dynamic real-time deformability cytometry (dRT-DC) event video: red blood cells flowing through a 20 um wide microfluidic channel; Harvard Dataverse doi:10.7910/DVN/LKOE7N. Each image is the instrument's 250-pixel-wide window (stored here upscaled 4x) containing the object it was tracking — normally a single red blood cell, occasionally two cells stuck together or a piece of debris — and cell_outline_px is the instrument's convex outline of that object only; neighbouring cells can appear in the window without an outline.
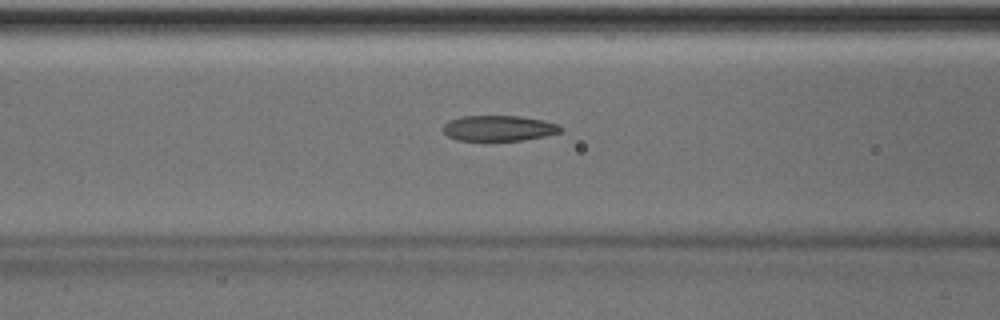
{"species": "Egyptian fruit bat (a non-hibernating species)", "species_latin": "Rousettus aegyptiacus", "temperature_condition": "room temperature", "stored_images_in_passage": 37, "camera_frame_rate_fps": 3000, "um_per_image_px": 0.085, "animal": {"sex": "male"}, "frame": {"image": 1, "passage_image": 7, "time_ms": 2.0, "image_size_px": [1000, 320], "cell_outline_px": [[564, 128], [560, 132], [544, 136], [524, 140], [456, 140], [448, 136], [440, 128], [448, 120], [460, 116], [520, 116], [544, 120], [560, 124]], "centroid_in_image_um": [42.39, 10.89], "position_along_channel_um": 124.2, "area_um2": 17.69}}
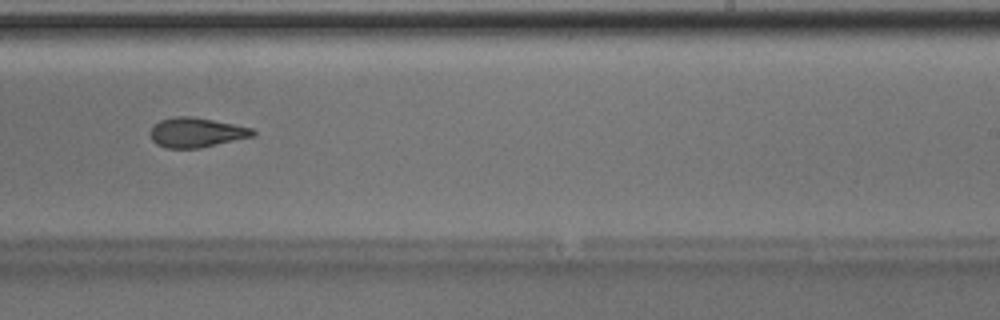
{"frame": {"image": 2, "passage_image": 18, "time_ms": 5.667, "image_size_px": [1000, 320], "cell_outline_px": [[256, 132], [252, 136], [200, 148], [164, 148], [156, 144], [152, 140], [152, 128], [160, 120], [172, 116], [192, 116], [252, 128]], "centroid_in_image_um": [16.66, 11.26], "position_along_channel_um": 272.3, "area_um2": 17.46}}
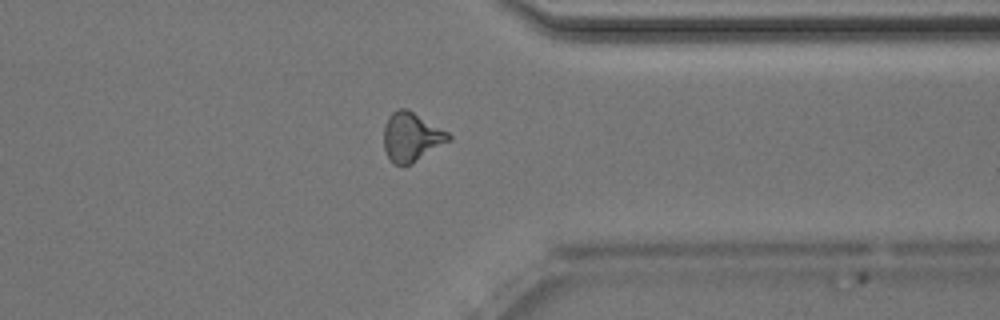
{"frame": {"image": 3, "passage_image": 26, "time_ms": 8.333, "image_size_px": [1000, 320], "cell_outline_px": [[452, 140], [412, 164], [404, 168], [392, 164], [384, 148], [384, 128], [388, 116], [396, 108], [408, 108], [448, 132], [452, 136]], "centroid_in_image_um": [34.98, 11.66], "position_along_channel_um": 376.4, "area_um2": 19.02}, "authors_computed_cell_mechanics": {"area_um2": 17.918, "velocity_mm_per_s": 4.0404, "shape_relaxation_time_tau1_ms": 4.6853, "shape_relaxation_time_tau2_ms": 2.1794, "deformation_change_tau1": 0.1573, "deformation_change_tau2": 0.1114}}